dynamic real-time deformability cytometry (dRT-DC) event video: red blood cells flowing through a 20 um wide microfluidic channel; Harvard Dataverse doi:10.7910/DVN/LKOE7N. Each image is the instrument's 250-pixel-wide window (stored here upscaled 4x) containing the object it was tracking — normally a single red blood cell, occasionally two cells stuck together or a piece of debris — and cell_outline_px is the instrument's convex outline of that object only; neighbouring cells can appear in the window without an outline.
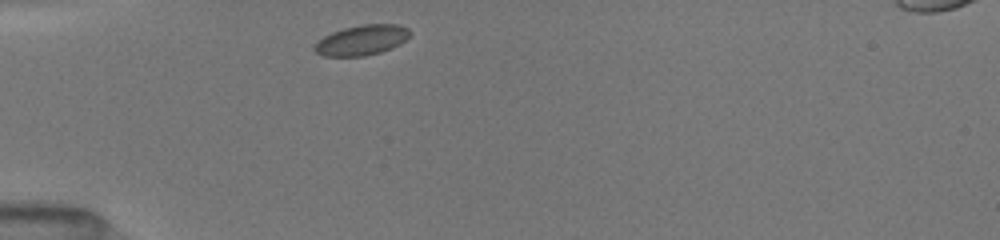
{"species": "common noctule bat (a hibernating species)", "species_latin": "Nyctalus noctula", "temperature_condition": "room temperature", "stored_images_in_passage": 37, "camera_frame_rate_fps": 3000, "um_per_image_px": 0.085, "animal": {"sex": "female", "body_mass_g": 19.5, "forearm_length_mm": 54.1}, "frame": {"image": 1, "passage_image": 1, "time_ms": 0.0, "image_size_px": [1000, 240], "cell_outline_px": [[412, 32], [400, 44], [392, 48], [380, 52], [364, 56], [324, 56], [316, 52], [312, 48], [324, 36], [332, 32], [344, 28], [360, 24], [400, 24], [408, 28]], "centroid_in_image_um": [30.77, 3.4], "position_along_channel_um": 54.2, "area_um2": 16.76}}
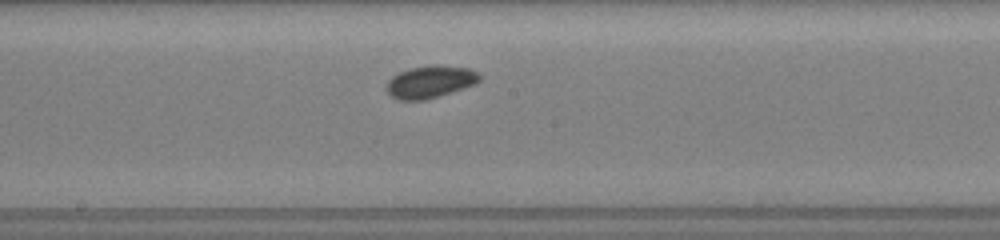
{"frame": {"image": 2, "passage_image": 15, "time_ms": 4.333, "image_size_px": [1000, 240], "cell_outline_px": [[480, 80], [476, 84], [424, 100], [400, 100], [392, 96], [388, 92], [388, 80], [392, 76], [408, 68], [436, 64], [468, 68], [476, 72], [480, 76]], "centroid_in_image_um": [36.57, 6.94], "position_along_channel_um": 211.6, "area_um2": 17.28}}
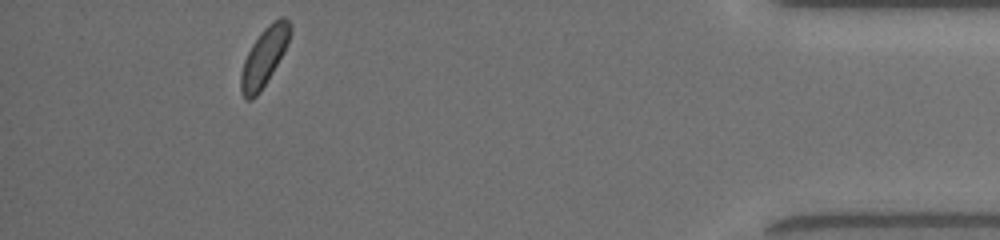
{"frame": {"image": 3, "passage_image": 32, "time_ms": 10.667, "image_size_px": [1000, 240], "cell_outline_px": [[292, 32], [284, 52], [260, 92], [252, 100], [244, 100], [240, 88], [240, 72], [244, 60], [252, 44], [260, 32], [268, 24], [280, 16], [284, 16], [288, 20], [292, 28]], "centroid_in_image_um": [22.45, 4.83], "position_along_channel_um": 412.8, "area_um2": 16.82}}